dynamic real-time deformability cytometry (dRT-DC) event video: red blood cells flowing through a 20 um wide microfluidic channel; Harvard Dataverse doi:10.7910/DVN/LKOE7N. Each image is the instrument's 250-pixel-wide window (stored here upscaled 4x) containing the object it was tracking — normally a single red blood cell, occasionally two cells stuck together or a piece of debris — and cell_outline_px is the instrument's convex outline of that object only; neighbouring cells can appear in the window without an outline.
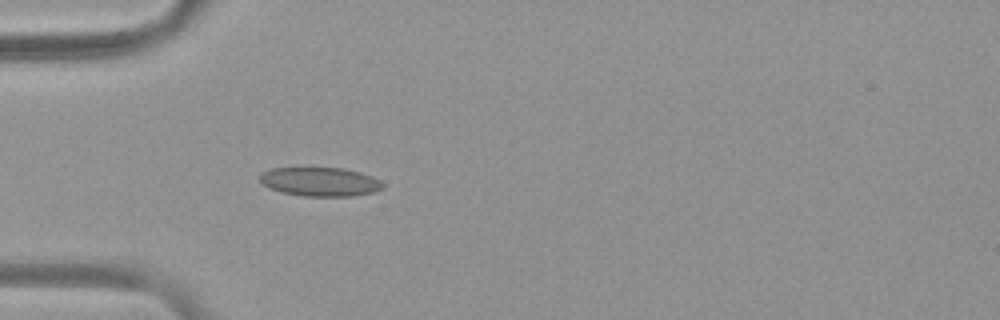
{"species": "common noctule bat (a hibernating species)", "species_latin": "Nyctalus noctula", "temperature_condition": "warm", "stored_images_in_passage": 43, "camera_frame_rate_fps": 3000, "um_per_image_px": 0.085, "animal": {"sex": "female", "body_mass_g": 19.9}, "frame": {"image": 1, "passage_image": 5, "time_ms": 1.333, "image_size_px": [1000, 320], "cell_outline_px": [[384, 188], [376, 192], [352, 196], [304, 196], [280, 192], [268, 188], [260, 184], [260, 176], [264, 172], [272, 168], [344, 168], [360, 172], [372, 176], [380, 180], [384, 184]], "centroid_in_image_um": [27.23, 15.46], "position_along_channel_um": 57.8, "area_um2": 20.92}}
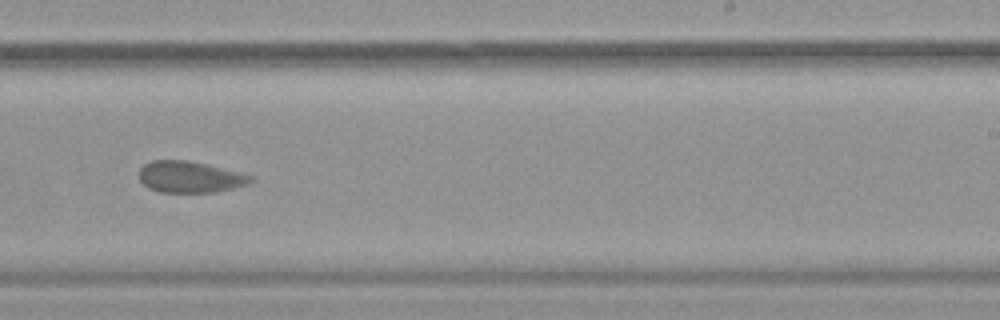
{"frame": {"image": 2, "passage_image": 23, "time_ms": 7.333, "image_size_px": [1000, 320], "cell_outline_px": [[252, 180], [248, 184], [216, 192], [160, 192], [148, 188], [140, 180], [140, 168], [144, 164], [152, 160], [188, 160], [208, 164], [240, 172], [252, 176]], "centroid_in_image_um": [16.13, 15.03], "position_along_channel_um": 272.9, "area_um2": 20.4}}
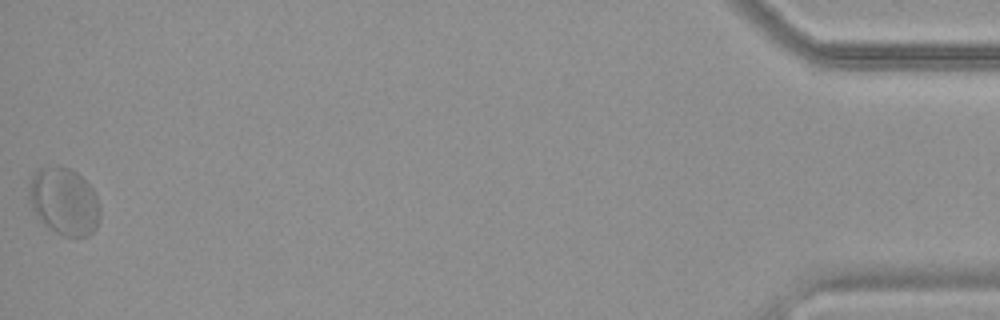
{"frame": {"image": 3, "passage_image": 43, "time_ms": 14.0, "image_size_px": [1000, 320], "cell_outline_px": [[100, 216], [96, 228], [88, 236], [64, 236], [48, 228], [40, 220], [32, 208], [28, 200], [28, 192], [32, 176], [40, 168], [48, 164], [56, 164], [68, 168], [76, 172], [92, 188], [96, 196], [100, 208]], "centroid_in_image_um": [5.43, 17.1], "position_along_channel_um": 429.8, "area_um2": 28.03}, "authors_computed_cell_mechanics": {"area_um2": 21.2704, "velocity_mm_per_s": 3.69, "shape_relaxation_time_tau1_ms": null, "shape_relaxation_time_tau2_ms": 0.5818, "deformation_change_tau1": null, "deformation_change_tau2": 0.0499}}